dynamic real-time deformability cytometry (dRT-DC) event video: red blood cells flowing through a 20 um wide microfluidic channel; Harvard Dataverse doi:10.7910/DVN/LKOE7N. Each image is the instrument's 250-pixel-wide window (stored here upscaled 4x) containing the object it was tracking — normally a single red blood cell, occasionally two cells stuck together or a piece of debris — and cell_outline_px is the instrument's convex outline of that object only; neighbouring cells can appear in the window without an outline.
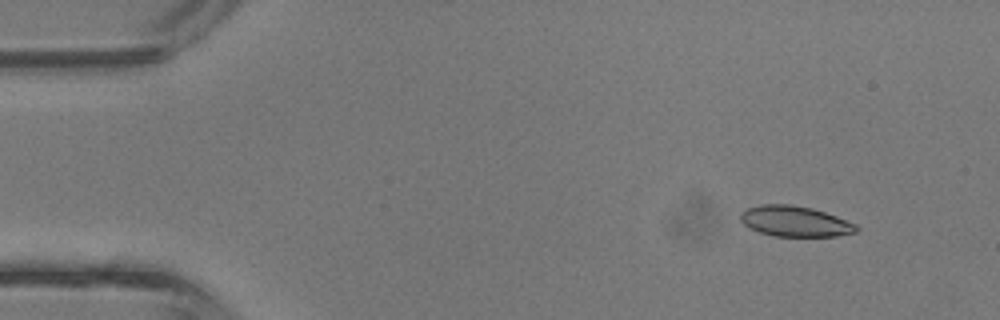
{"species": "common noctule bat (a hibernating species)", "species_latin": "Nyctalus noctula", "temperature_condition": "room temperature", "stored_images_in_passage": 8, "camera_frame_rate_fps": 3000, "um_per_image_px": 0.085, "animal": {"sex": "male", "body_mass_g": 13.3}, "frame": {"image": 1, "passage_image": 1, "time_ms": 0.0, "image_size_px": [1000, 320], "cell_outline_px": [[860, 228], [856, 232], [836, 236], [772, 236], [748, 228], [740, 220], [740, 212], [748, 208], [760, 204], [792, 204], [812, 208], [836, 216], [856, 224]], "centroid_in_image_um": [67.55, 18.81], "position_along_channel_um": 17.4, "area_um2": 20.75}}